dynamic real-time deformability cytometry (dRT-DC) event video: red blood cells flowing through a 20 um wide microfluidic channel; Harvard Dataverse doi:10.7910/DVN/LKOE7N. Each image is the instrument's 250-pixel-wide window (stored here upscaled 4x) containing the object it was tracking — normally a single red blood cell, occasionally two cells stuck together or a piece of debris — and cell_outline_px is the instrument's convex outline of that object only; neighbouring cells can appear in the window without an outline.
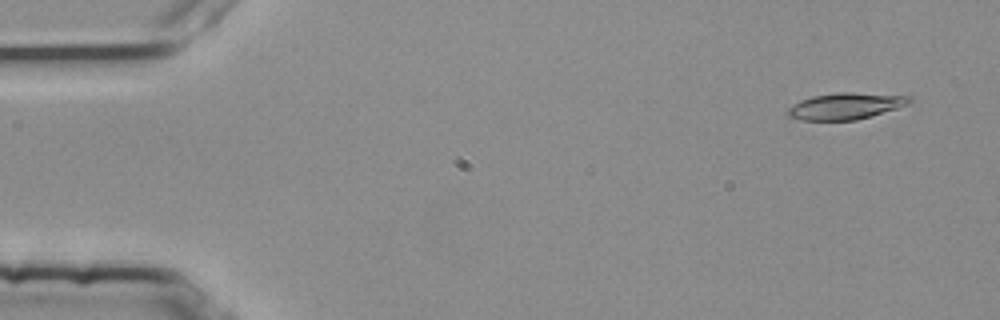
{"species": "common noctule bat (a hibernating species)", "species_latin": "Nyctalus noctula", "temperature_condition": "room temperature", "stored_images_in_passage": 3, "camera_frame_rate_fps": 3000, "um_per_image_px": 0.085, "animal": {"sex": "female", "body_mass_g": 25.1}, "frame": {"image": 1, "passage_image": 1, "time_ms": 0.0, "image_size_px": [1000, 320], "cell_outline_px": [[912, 104], [856, 120], [800, 120], [788, 116], [788, 108], [792, 104], [800, 100], [812, 96], [840, 92], [852, 92], [912, 96]], "centroid_in_image_um": [71.91, 9.01], "position_along_channel_um": 13.1, "area_um2": 18.9}}